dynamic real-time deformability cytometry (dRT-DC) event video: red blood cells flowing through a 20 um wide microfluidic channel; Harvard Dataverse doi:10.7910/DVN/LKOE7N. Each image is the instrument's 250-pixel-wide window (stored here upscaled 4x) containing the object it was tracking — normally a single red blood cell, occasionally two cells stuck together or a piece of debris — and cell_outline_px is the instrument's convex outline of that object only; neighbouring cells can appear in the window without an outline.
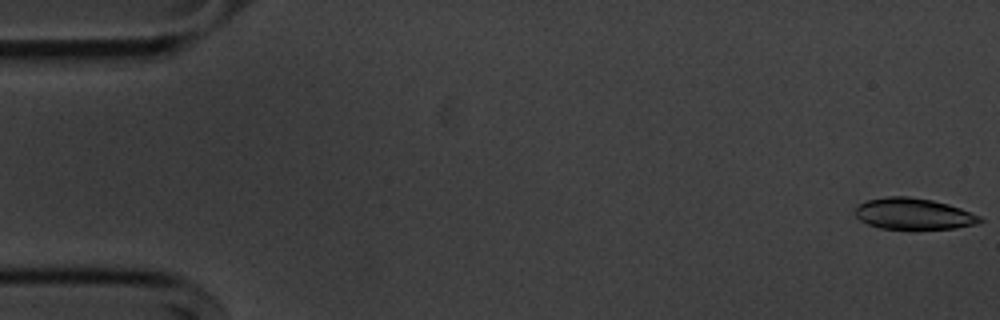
{"species": "common noctule bat (a hibernating species)", "species_latin": "Nyctalus noctula", "temperature_condition": "cold", "stored_images_in_passage": 55, "camera_frame_rate_fps": 3000, "um_per_image_px": 0.085, "animal": {"sex": "male", "body_mass_g": 20.1, "forearm_length_mm": 53.5}, "frame": {"image": 1, "passage_image": 1, "time_ms": 0.0, "image_size_px": [1000, 320], "cell_outline_px": [[984, 220], [976, 224], [956, 228], [880, 228], [868, 224], [860, 220], [856, 216], [856, 208], [860, 204], [868, 200], [888, 196], [908, 196], [932, 200], [948, 204], [960, 208], [980, 216]], "centroid_in_image_um": [77.66, 18.16], "position_along_channel_um": 7.3, "area_um2": 22.37}}
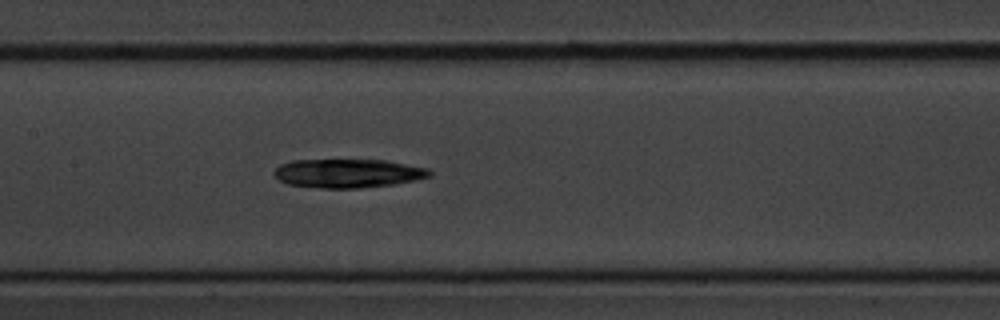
{"frame": {"image": 2, "passage_image": 26, "time_ms": 8.333, "image_size_px": [1000, 320], "cell_outline_px": [[432, 176], [416, 180], [396, 184], [360, 188], [320, 188], [288, 184], [280, 180], [272, 172], [280, 164], [292, 160], [388, 160], [428, 168], [432, 172]], "centroid_in_image_um": [29.61, 14.73], "position_along_channel_um": 177.8, "area_um2": 26.24}}
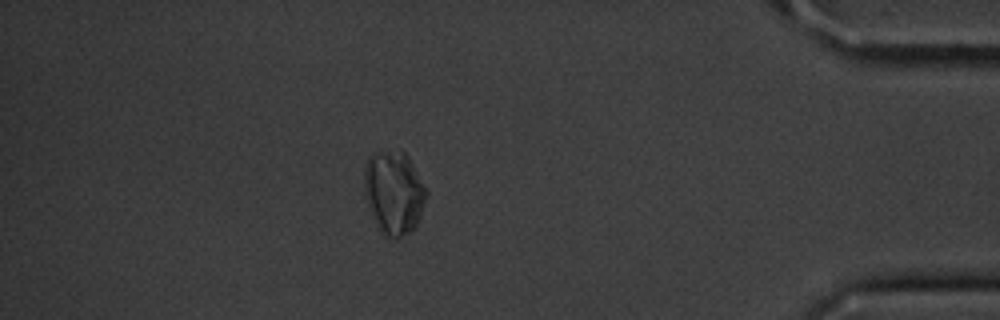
{"frame": {"image": 3, "passage_image": 48, "time_ms": 15.667, "image_size_px": [1000, 320], "cell_outline_px": [[428, 192], [420, 216], [416, 224], [408, 232], [400, 236], [384, 236], [380, 232], [372, 216], [368, 204], [364, 188], [364, 168], [368, 156], [372, 152], [400, 148], [408, 156]], "centroid_in_image_um": [33.46, 16.29], "position_along_channel_um": 401.7, "area_um2": 30.17}, "authors_computed_cell_mechanics": {"area_um2": 26.01, "velocity_mm_per_s": 3.6303, "shape_relaxation_time_tau1_ms": 6.8629, "shape_relaxation_time_tau2_ms": null, "deformation_change_tau1": 0.1822, "deformation_change_tau2": null}}